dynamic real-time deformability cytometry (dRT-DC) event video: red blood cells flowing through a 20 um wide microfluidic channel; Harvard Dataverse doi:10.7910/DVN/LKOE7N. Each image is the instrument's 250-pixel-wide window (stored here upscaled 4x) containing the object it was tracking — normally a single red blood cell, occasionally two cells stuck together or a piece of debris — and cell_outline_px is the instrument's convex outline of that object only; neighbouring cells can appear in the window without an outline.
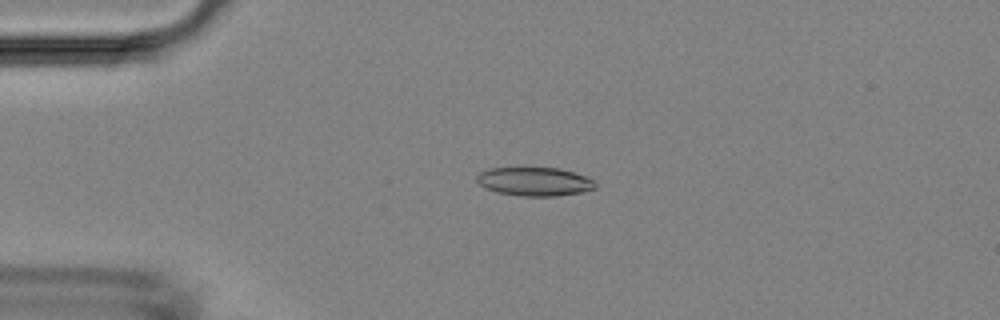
{"species": "Egyptian fruit bat (a non-hibernating species)", "species_latin": "Rousettus aegyptiacus", "temperature_condition": "room temperature", "stored_images_in_passage": 8, "camera_frame_rate_fps": 3000, "um_per_image_px": 0.085, "animal": {"sex": "female"}, "frame": {"image": 1, "passage_image": 4, "time_ms": 3.333, "image_size_px": [1000, 320], "cell_outline_px": [[596, 188], [584, 192], [556, 196], [520, 196], [496, 192], [484, 188], [476, 180], [476, 176], [480, 172], [488, 168], [560, 168], [588, 176], [596, 180]], "centroid_in_image_um": [45.47, 15.43], "position_along_channel_um": 39.5, "area_um2": 20.11}}
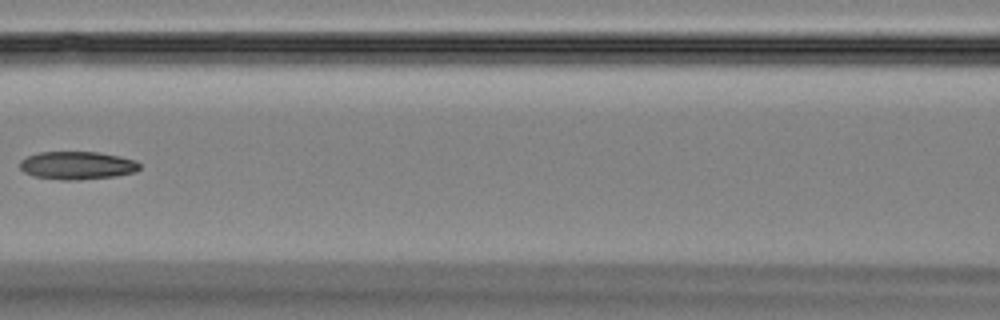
{"frame": {"image": 2, "passage_image": 7, "time_ms": 7.0, "image_size_px": [1000, 320], "cell_outline_px": [[140, 168], [136, 172], [116, 176], [72, 180], [60, 180], [32, 176], [24, 172], [20, 168], [20, 160], [28, 156], [40, 152], [100, 152], [120, 156], [136, 160], [140, 164]], "centroid_in_image_um": [6.57, 14.06], "position_along_channel_um": 160.0, "area_um2": 19.65}}
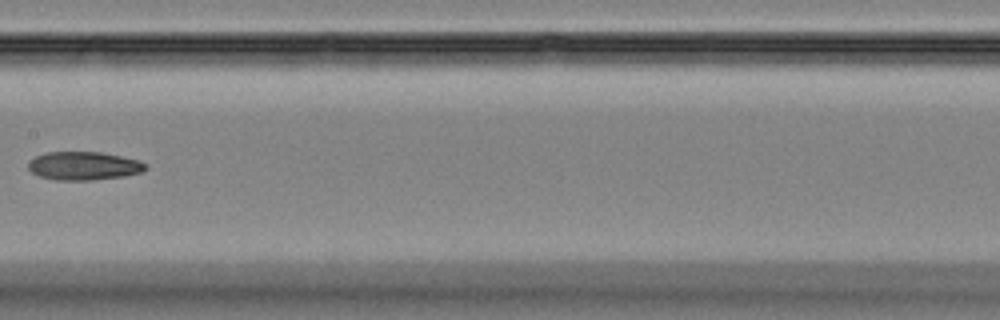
{"frame": {"image": 3, "passage_image": 8, "time_ms": 8.0, "image_size_px": [1000, 320], "cell_outline_px": [[148, 168], [144, 172], [124, 176], [92, 180], [52, 180], [40, 176], [32, 172], [28, 168], [28, 160], [44, 152], [100, 152], [140, 160], [148, 164]], "centroid_in_image_um": [7.14, 14.1], "position_along_channel_um": 200.3, "area_um2": 19.65}}